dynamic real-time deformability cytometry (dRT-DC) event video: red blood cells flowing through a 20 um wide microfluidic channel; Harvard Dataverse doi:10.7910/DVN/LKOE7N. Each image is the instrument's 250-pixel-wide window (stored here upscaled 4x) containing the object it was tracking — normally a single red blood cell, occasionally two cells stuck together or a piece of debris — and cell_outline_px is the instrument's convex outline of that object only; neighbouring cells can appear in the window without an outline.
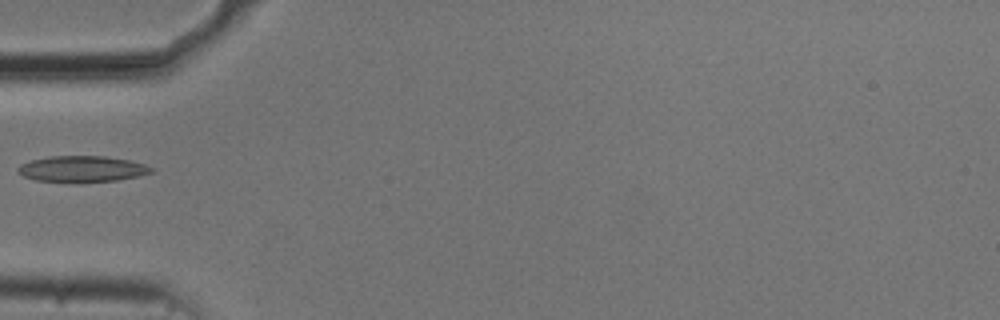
{"species": "common noctule bat (a hibernating species)", "species_latin": "Nyctalus noctula", "temperature_condition": "cold", "stored_images_in_passage": 31, "camera_frame_rate_fps": 3000, "um_per_image_px": 0.085, "animal": {"sex": "male", "body_mass_g": 20.5, "forearm_length_mm": 52.5}, "frame": {"image": 1, "passage_image": 1, "time_ms": 0.0, "image_size_px": [1000, 320], "cell_outline_px": [[156, 168], [152, 172], [140, 176], [116, 180], [80, 184], [76, 184], [36, 180], [24, 176], [16, 172], [16, 168], [20, 164], [32, 160], [48, 156], [104, 156], [128, 160], [144, 164]], "centroid_in_image_um": [6.96, 14.39], "position_along_channel_um": 78.0, "area_um2": 20.87}}
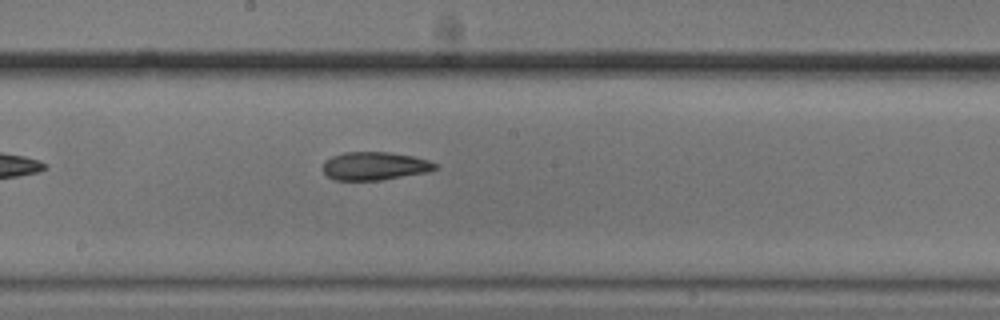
{"frame": {"image": 2, "passage_image": 12, "time_ms": 3.667, "image_size_px": [1000, 320], "cell_outline_px": [[440, 168], [428, 172], [380, 180], [332, 180], [324, 172], [324, 160], [332, 156], [344, 152], [388, 152], [412, 156], [428, 160], [440, 164]], "centroid_in_image_um": [31.89, 14.11], "position_along_channel_um": 216.3, "area_um2": 18.55}}
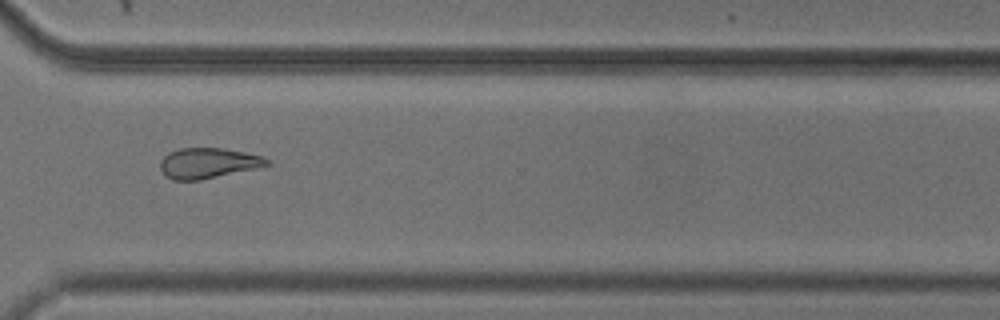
{"frame": {"image": 3, "passage_image": 23, "time_ms": 7.333, "image_size_px": [1000, 320], "cell_outline_px": [[272, 164], [260, 168], [200, 180], [172, 180], [160, 168], [160, 160], [168, 152], [180, 148], [224, 148], [264, 156]], "centroid_in_image_um": [17.73, 13.86], "position_along_channel_um": 352.9, "area_um2": 19.07}}